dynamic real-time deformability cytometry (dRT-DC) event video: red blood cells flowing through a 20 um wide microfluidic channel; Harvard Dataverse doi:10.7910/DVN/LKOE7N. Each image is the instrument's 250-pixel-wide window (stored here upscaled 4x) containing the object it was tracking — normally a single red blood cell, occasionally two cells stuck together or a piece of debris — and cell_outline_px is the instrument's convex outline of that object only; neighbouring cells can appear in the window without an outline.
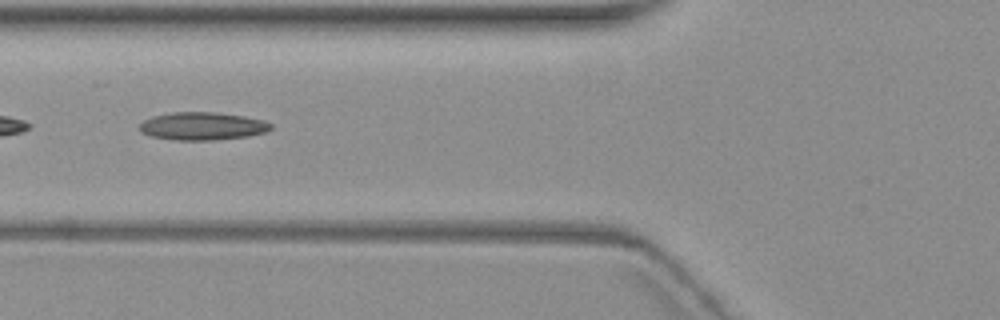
{"species": "common noctule bat (a hibernating species)", "species_latin": "Nyctalus noctula", "temperature_condition": "warm", "stored_images_in_passage": 3, "camera_frame_rate_fps": 3000, "um_per_image_px": 0.085, "animal": {"sex": "female", "body_mass_g": 19.3, "forearm_length_mm": 54.1}, "frame": {"image": 1, "passage_image": 3, "time_ms": 2.333, "image_size_px": [1000, 320], "cell_outline_px": [[272, 128], [268, 132], [248, 136], [216, 140], [176, 140], [152, 136], [140, 132], [140, 124], [144, 120], [152, 116], [172, 112], [212, 112], [244, 116], [264, 120], [272, 124]], "centroid_in_image_um": [17.23, 10.72], "position_along_channel_um": 108.6, "area_um2": 21.39}}